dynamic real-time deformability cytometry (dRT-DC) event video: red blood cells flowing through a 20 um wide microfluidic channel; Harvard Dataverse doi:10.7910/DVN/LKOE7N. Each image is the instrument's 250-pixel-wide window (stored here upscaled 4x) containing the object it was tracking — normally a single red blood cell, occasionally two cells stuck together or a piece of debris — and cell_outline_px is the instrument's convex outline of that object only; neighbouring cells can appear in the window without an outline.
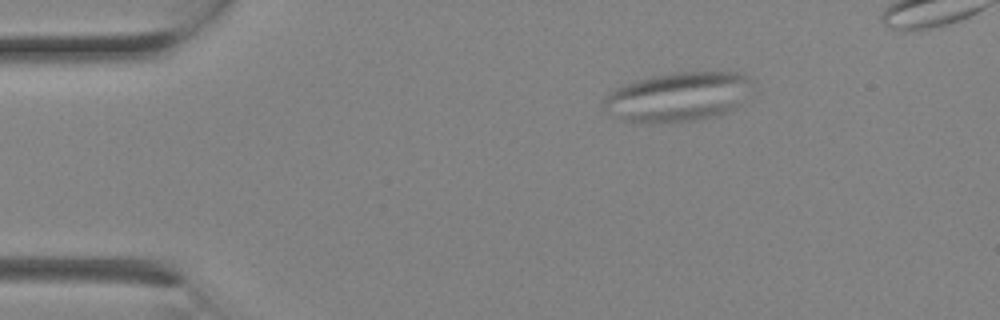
{"species": "Egyptian fruit bat (a non-hibernating species)", "species_latin": "Rousettus aegyptiacus", "temperature_condition": "room temperature", "stored_images_in_passage": 3, "camera_frame_rate_fps": 3000, "um_per_image_px": 0.085, "animal": {"sex": "female"}, "frame": {"image": 1, "passage_image": 1, "time_ms": 0.0, "image_size_px": [1000, 320], "cell_outline_px": [[752, 84], [740, 104], [736, 108], [716, 116], [692, 120], [624, 120], [608, 112], [604, 108], [604, 100], [608, 92], [624, 84], [636, 80], [652, 76], [676, 72], [736, 72], [748, 76], [752, 80]], "centroid_in_image_um": [57.67, 8.18], "position_along_channel_um": 27.3, "area_um2": 41.62}}